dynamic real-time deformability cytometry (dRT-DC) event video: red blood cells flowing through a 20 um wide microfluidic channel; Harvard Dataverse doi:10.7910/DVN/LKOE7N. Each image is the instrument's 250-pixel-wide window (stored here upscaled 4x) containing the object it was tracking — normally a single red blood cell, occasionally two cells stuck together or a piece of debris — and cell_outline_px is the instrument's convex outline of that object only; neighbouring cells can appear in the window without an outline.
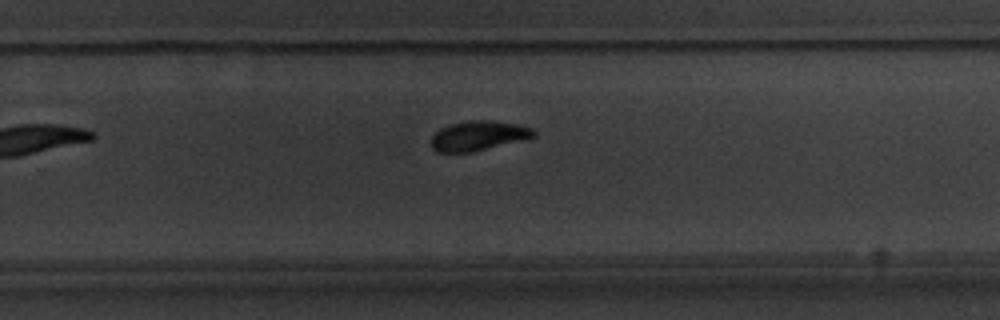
{"species": "common noctule bat (a hibernating species)", "species_latin": "Nyctalus noctula", "temperature_condition": "warm", "stored_images_in_passage": 7, "camera_frame_rate_fps": 3000, "um_per_image_px": 0.085, "animal": {"sex": "male", "body_mass_g": 20.1, "forearm_length_mm": 53.5}, "frame": {"image": 1, "passage_image": 7, "time_ms": 7.0, "image_size_px": [1000, 320], "cell_outline_px": [[536, 136], [528, 140], [472, 152], [436, 152], [432, 148], [432, 136], [440, 128], [448, 124], [472, 120], [488, 120], [516, 124], [532, 128], [536, 132]], "centroid_in_image_um": [40.7, 11.55], "position_along_channel_um": 289.1, "area_um2": 17.98}}